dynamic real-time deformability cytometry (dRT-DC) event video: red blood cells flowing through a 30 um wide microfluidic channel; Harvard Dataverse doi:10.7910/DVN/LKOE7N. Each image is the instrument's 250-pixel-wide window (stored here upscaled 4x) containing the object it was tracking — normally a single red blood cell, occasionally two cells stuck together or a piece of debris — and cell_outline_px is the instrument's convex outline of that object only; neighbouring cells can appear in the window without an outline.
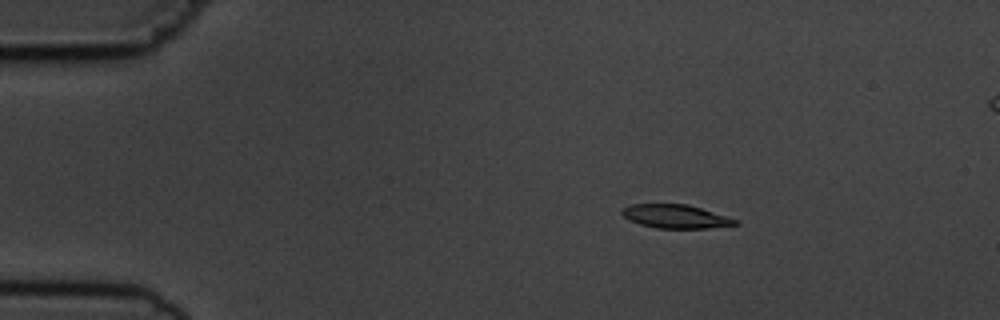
{"species": "common noctule bat (a hibernating species)", "species_latin": "Nyctalus noctula", "temperature_condition": "cold", "stored_images_in_passage": 5, "segment_of_instrument_passage": [1, 2], "camera_frame_rate_fps": 3000, "um_per_image_px": 0.085, "animal": {"sex": "male", "body_mass_g": 19.5, "forearm_length_mm": 54.6}, "frame": {"image": 1, "passage_image": 2, "time_ms": 1.333, "image_size_px": [1000, 320], "cell_outline_px": [[740, 224], [708, 228], [656, 228], [640, 224], [628, 220], [620, 212], [620, 208], [632, 204], [688, 204], [728, 216], [736, 220]], "centroid_in_image_um": [57.4, 18.39], "position_along_channel_um": 27.6, "area_um2": 15.66}}